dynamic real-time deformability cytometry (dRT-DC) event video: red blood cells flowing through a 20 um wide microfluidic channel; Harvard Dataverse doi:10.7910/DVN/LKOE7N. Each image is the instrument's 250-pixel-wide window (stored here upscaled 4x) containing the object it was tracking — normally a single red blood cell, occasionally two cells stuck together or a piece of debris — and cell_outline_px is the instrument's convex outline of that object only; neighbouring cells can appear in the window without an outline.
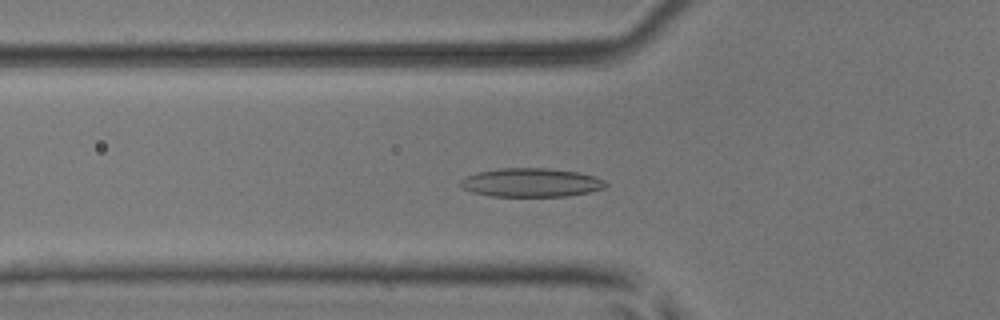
{"species": "common noctule bat (a hibernating species)", "species_latin": "Nyctalus noctula", "temperature_condition": "room temperature", "stored_images_in_passage": 28, "camera_frame_rate_fps": 3000, "um_per_image_px": 0.085, "animal": {"sex": "male", "body_mass_g": 17.9, "forearm_length_mm": 54.2}, "frame": {"image": 1, "passage_image": 10, "time_ms": 3.0, "image_size_px": [1000, 320], "cell_outline_px": [[608, 184], [604, 188], [588, 192], [568, 196], [492, 196], [472, 192], [464, 188], [460, 184], [460, 180], [476, 172], [500, 168], [548, 168], [576, 172], [592, 176], [604, 180]], "centroid_in_image_um": [45.14, 15.51], "position_along_channel_um": 80.7, "area_um2": 24.1}}
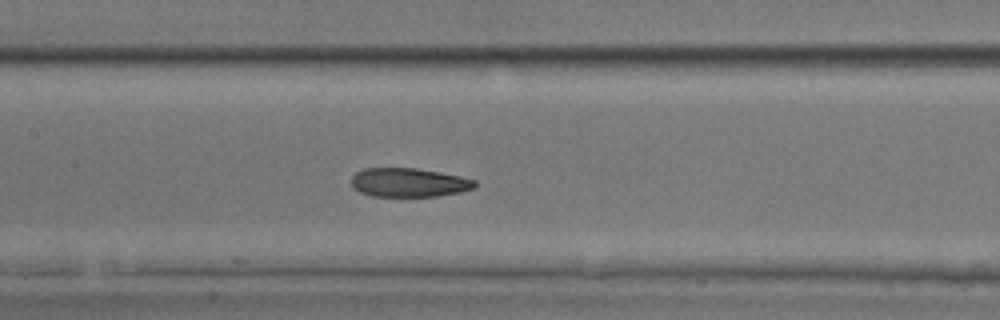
{"frame": {"image": 2, "passage_image": 17, "time_ms": 5.333, "image_size_px": [1000, 320], "cell_outline_px": [[476, 184], [472, 188], [460, 192], [436, 196], [372, 196], [360, 192], [352, 188], [352, 176], [356, 172], [364, 168], [416, 168], [440, 172], [460, 176], [476, 180]], "centroid_in_image_um": [34.72, 15.51], "position_along_channel_um": 172.7, "area_um2": 20.75}}
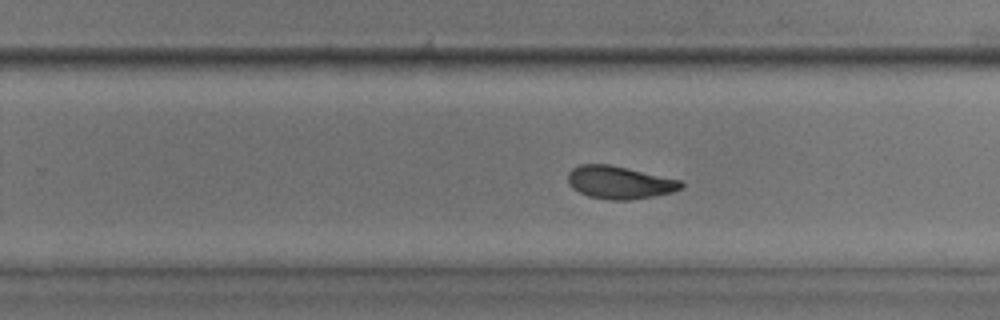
{"frame": {"image": 3, "passage_image": 25, "time_ms": 8.0, "image_size_px": [1000, 320], "cell_outline_px": [[684, 184], [680, 188], [672, 192], [652, 196], [628, 200], [608, 200], [588, 196], [572, 188], [568, 184], [568, 172], [572, 168], [580, 164], [608, 164], [680, 180]], "centroid_in_image_um": [52.6, 15.51], "position_along_channel_um": 277.2, "area_um2": 21.39}}